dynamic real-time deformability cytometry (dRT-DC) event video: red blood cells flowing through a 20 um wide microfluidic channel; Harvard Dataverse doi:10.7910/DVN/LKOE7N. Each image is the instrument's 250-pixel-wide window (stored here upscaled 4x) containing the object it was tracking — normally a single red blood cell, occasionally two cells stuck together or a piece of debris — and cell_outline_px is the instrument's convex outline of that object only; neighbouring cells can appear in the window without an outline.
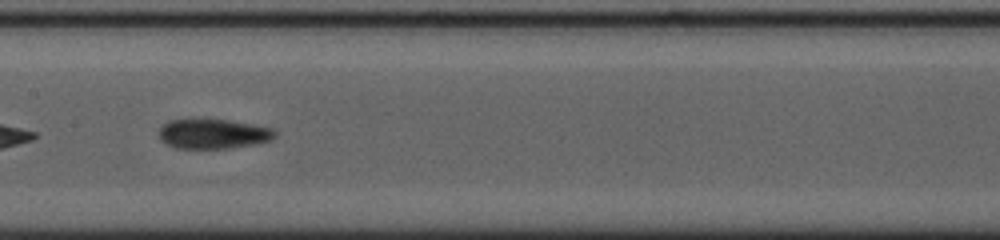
{"species": "common noctule bat (a hibernating species)", "species_latin": "Nyctalus noctula", "temperature_condition": "cold", "stored_images_in_passage": 40, "camera_frame_rate_fps": 3000, "um_per_image_px": 0.085, "animal": {"sex": "female", "body_mass_g": 23.0, "forearm_length_mm": 53.4}, "frame": {"image": 1, "passage_image": 12, "time_ms": 3.667, "image_size_px": [1000, 240], "cell_outline_px": [[276, 136], [268, 140], [252, 144], [228, 148], [176, 148], [160, 140], [160, 124], [168, 120], [228, 120], [252, 124], [272, 128], [276, 132]], "centroid_in_image_um": [18.08, 11.37], "position_along_channel_um": 189.3, "area_um2": 19.77}}
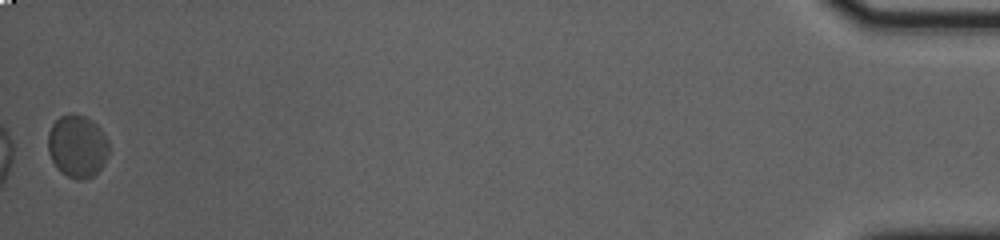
{"frame": {"image": 2, "passage_image": 40, "time_ms": 13.0, "image_size_px": [1000, 240], "cell_outline_px": [[108, 156], [100, 168], [92, 176], [84, 180], [76, 180], [60, 172], [52, 160], [48, 152], [48, 132], [52, 124], [60, 116], [84, 116], [92, 120], [100, 128], [108, 140]], "centroid_in_image_um": [6.57, 12.46], "position_along_channel_um": 428.6, "area_um2": 21.96}, "authors_computed_cell_mechanics": {"area_um2": 20.3456, "velocity_mm_per_s": 3.627, "shape_relaxation_time_tau1_ms": null, "shape_relaxation_time_tau2_ms": 2.2537, "deformation_change_tau1": null, "deformation_change_tau2": 0.0675}}